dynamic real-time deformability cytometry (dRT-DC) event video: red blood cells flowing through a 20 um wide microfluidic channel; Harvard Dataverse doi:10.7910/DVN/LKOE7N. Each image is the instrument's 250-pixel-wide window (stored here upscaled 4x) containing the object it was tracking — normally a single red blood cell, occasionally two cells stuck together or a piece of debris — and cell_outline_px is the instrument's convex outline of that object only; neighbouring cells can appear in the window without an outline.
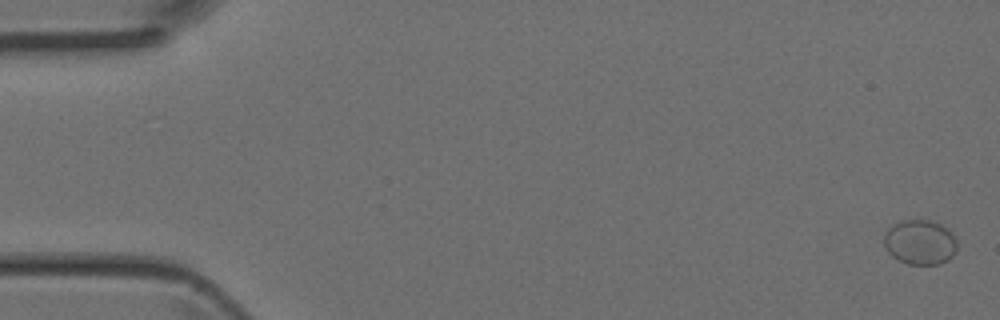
{"species": "Egyptian fruit bat (a non-hibernating species)", "species_latin": "Rousettus aegyptiacus", "temperature_condition": "room temperature", "stored_images_in_passage": 5, "camera_frame_rate_fps": 3000, "um_per_image_px": 0.085, "animal": {"sex": "female"}, "frame": {"image": 1, "passage_image": 1, "time_ms": 0.0, "image_size_px": [1000, 320], "cell_outline_px": [[956, 252], [948, 260], [940, 264], [908, 264], [892, 256], [884, 248], [884, 232], [892, 224], [900, 220], [928, 220], [940, 224], [952, 232], [956, 240]], "centroid_in_image_um": [78.18, 20.58], "position_along_channel_um": 6.8, "area_um2": 19.25}}